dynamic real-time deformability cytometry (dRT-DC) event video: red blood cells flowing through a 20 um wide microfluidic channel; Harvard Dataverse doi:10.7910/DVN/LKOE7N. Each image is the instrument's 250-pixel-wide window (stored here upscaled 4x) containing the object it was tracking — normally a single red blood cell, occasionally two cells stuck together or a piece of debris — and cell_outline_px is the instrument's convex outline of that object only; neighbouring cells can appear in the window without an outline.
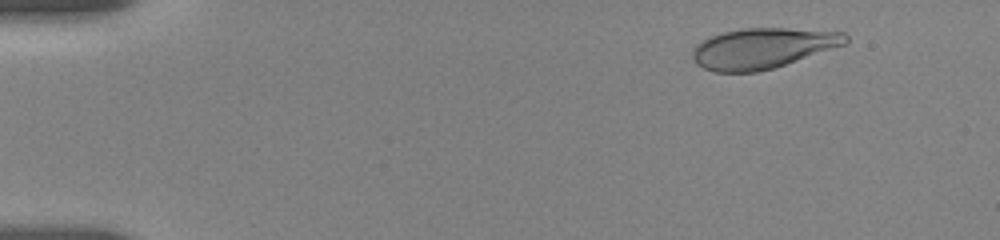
{"species": "human", "species_latin": "Homo sapiens", "temperature_condition": "room temperature", "stored_images_in_passage": 7, "camera_frame_rate_fps": 3000, "um_per_image_px": 0.085, "donor": {"sex": "female"}, "frame": {"image": 1, "passage_image": 2, "time_ms": 1.0, "image_size_px": [1000, 240], "cell_outline_px": [[848, 40], [844, 44], [772, 68], [756, 72], [716, 72], [704, 68], [696, 64], [692, 56], [692, 48], [696, 44], [712, 36], [724, 32], [744, 28], [784, 28], [844, 32], [848, 36]], "centroid_in_image_um": [64.77, 4.09], "position_along_channel_um": 20.2, "area_um2": 35.55}}
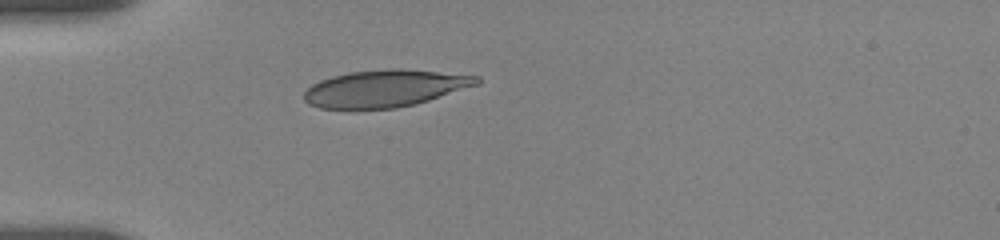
{"frame": {"image": 2, "passage_image": 5, "time_ms": 4.333, "image_size_px": [1000, 240], "cell_outline_px": [[480, 84], [416, 104], [396, 108], [352, 112], [348, 112], [320, 108], [308, 104], [304, 100], [304, 92], [312, 84], [320, 80], [332, 76], [348, 72], [392, 68], [400, 68], [480, 76]], "centroid_in_image_um": [32.66, 7.56], "position_along_channel_um": 52.3, "area_um2": 38.44}}
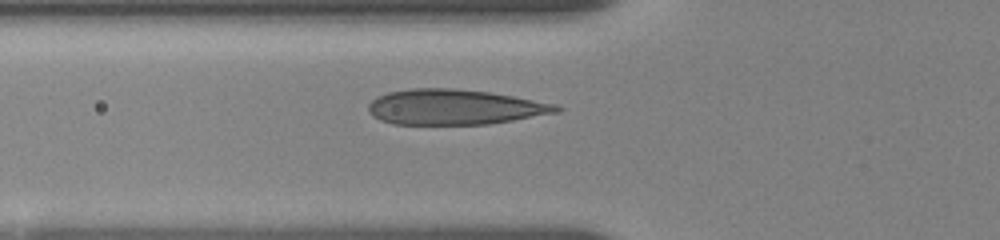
{"frame": {"image": 3, "passage_image": 7, "time_ms": 5.667, "image_size_px": [1000, 240], "cell_outline_px": [[564, 108], [560, 112], [488, 124], [392, 124], [380, 120], [372, 116], [368, 112], [368, 104], [376, 96], [388, 92], [412, 88], [452, 88], [488, 92], [512, 96], [556, 104]], "centroid_in_image_um": [38.6, 9.1], "position_along_channel_um": 87.2, "area_um2": 38.67}}